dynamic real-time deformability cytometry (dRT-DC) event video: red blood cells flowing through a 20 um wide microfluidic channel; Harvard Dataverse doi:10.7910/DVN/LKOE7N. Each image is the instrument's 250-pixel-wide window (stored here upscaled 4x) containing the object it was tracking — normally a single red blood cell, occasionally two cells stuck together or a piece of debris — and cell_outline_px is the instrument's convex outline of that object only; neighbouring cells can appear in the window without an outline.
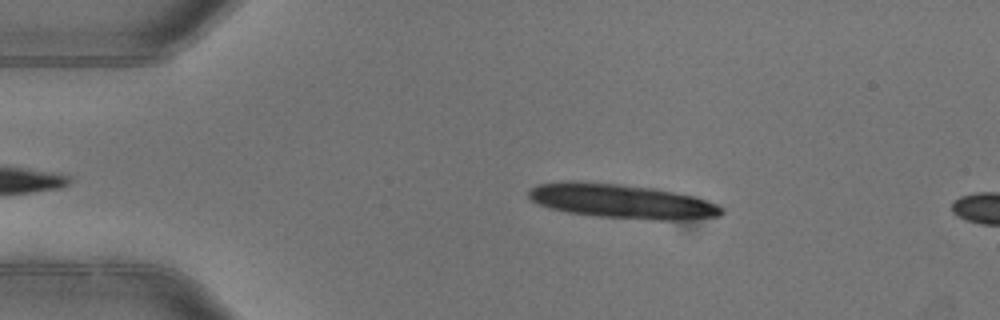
{"species": "common noctule bat (a hibernating species)", "species_latin": "Nyctalus noctula", "temperature_condition": "warm", "stored_images_in_passage": 4, "camera_frame_rate_fps": 3000, "um_per_image_px": 0.085, "animal": {"sex": "female"}, "frame": {"image": 1, "passage_image": 4, "time_ms": 1.0, "image_size_px": [1000, 320], "cell_outline_px": [[724, 212], [720, 216], [676, 220], [652, 220], [600, 216], [568, 212], [548, 208], [532, 200], [528, 196], [528, 192], [536, 184], [616, 184], [656, 188], [676, 192], [708, 200], [720, 204], [724, 208]], "centroid_in_image_um": [53.01, 17.15], "position_along_channel_um": 32.0, "area_um2": 37.45}}